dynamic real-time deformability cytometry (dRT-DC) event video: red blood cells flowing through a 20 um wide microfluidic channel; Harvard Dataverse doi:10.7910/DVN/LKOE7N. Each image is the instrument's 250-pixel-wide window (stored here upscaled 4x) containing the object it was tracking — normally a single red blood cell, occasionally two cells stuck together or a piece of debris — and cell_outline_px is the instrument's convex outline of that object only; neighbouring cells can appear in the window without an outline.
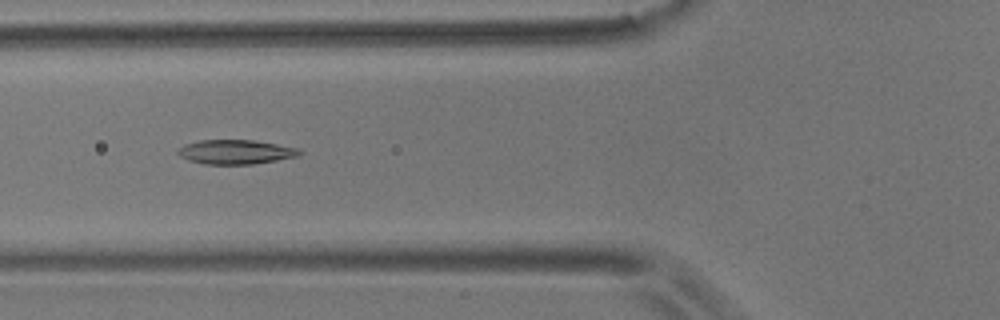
{"species": "common noctule bat (a hibernating species)", "species_latin": "Nyctalus noctula", "temperature_condition": "room temperature", "stored_images_in_passage": 10, "camera_frame_rate_fps": 3000, "um_per_image_px": 0.085, "animal": {"sex": "male", "body_mass_g": 17.9}, "frame": {"image": 1, "passage_image": 4, "time_ms": 1.0, "image_size_px": [1000, 320], "cell_outline_px": [[304, 152], [300, 156], [252, 164], [204, 164], [188, 160], [180, 156], [176, 152], [184, 144], [200, 140], [252, 140], [276, 144], [296, 148]], "centroid_in_image_um": [20.02, 12.91], "position_along_channel_um": 105.8, "area_um2": 17.17}}
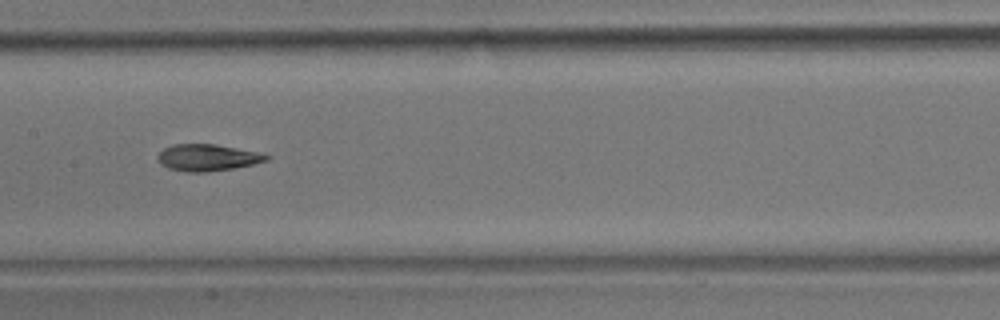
{"frame": {"image": 2, "passage_image": 6, "time_ms": 1.667, "image_size_px": [1000, 320], "cell_outline_px": [[272, 156], [268, 160], [252, 164], [232, 168], [204, 172], [184, 172], [168, 168], [160, 164], [156, 156], [164, 148], [172, 144], [216, 144], [256, 152]], "centroid_in_image_um": [17.59, 13.39], "position_along_channel_um": 189.8, "area_um2": 16.82}}
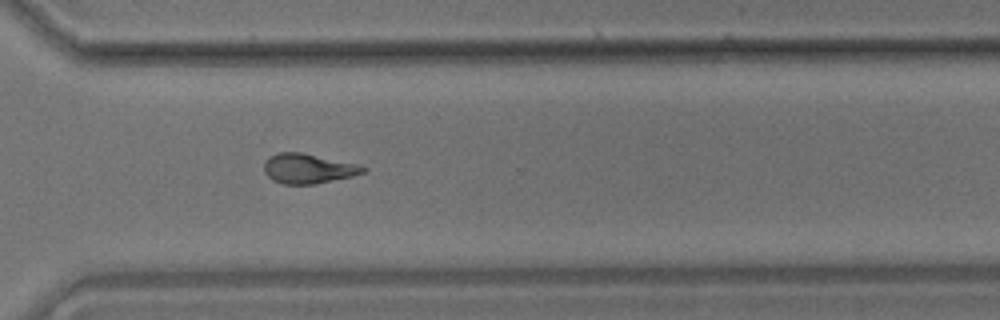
{"frame": {"image": 3, "passage_image": 10, "time_ms": 3.0, "image_size_px": [1000, 320], "cell_outline_px": [[368, 168], [364, 172], [352, 176], [316, 184], [284, 184], [272, 180], [264, 172], [264, 164], [272, 156], [280, 152], [300, 152], [356, 164]], "centroid_in_image_um": [26.19, 14.34], "position_along_channel_um": 344.4, "area_um2": 16.88}}